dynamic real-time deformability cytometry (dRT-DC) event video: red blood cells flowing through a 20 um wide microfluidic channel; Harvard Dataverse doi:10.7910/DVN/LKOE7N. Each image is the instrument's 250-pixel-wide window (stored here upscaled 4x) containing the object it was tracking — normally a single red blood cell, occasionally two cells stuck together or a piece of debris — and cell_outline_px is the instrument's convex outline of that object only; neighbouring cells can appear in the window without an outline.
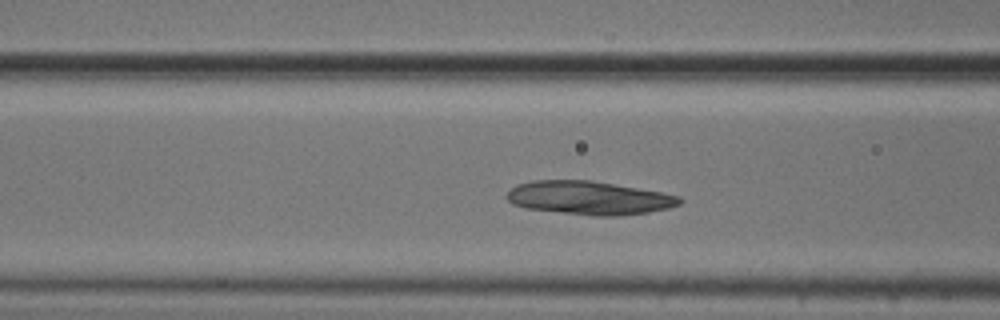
{"species": "common noctule bat (a hibernating species)", "species_latin": "Nyctalus noctula", "temperature_condition": "cold", "stored_images_in_passage": 48, "camera_frame_rate_fps": 3000, "um_per_image_px": 0.085, "animal": {"sex": "male", "body_mass_g": 20.5, "forearm_length_mm": 52.5}, "frame": {"image": 1, "passage_image": 15, "time_ms": 4.667, "image_size_px": [1000, 320], "cell_outline_px": [[684, 200], [680, 204], [668, 208], [648, 212], [620, 216], [592, 216], [528, 208], [512, 204], [504, 196], [516, 184], [532, 180], [592, 180], [660, 192], [680, 196]], "centroid_in_image_um": [50.06, 16.82], "position_along_channel_um": 116.5, "area_um2": 33.76}}
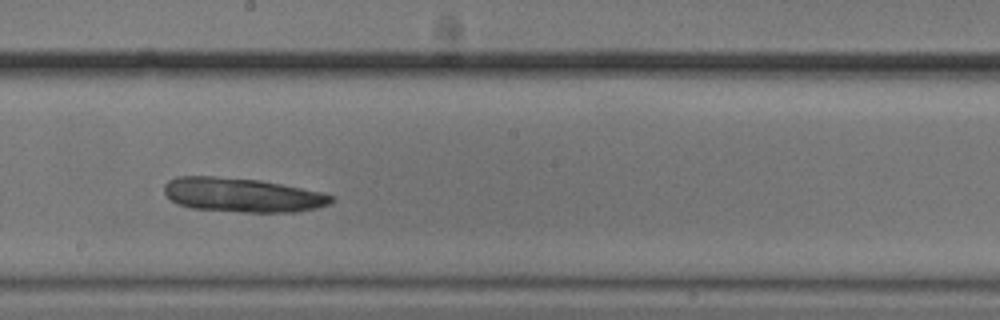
{"frame": {"image": 2, "passage_image": 24, "time_ms": 7.667, "image_size_px": [1000, 320], "cell_outline_px": [[336, 200], [328, 204], [316, 208], [296, 212], [244, 212], [192, 208], [176, 204], [164, 192], [164, 184], [168, 180], [176, 176], [212, 176], [260, 180], [320, 192], [336, 196]], "centroid_in_image_um": [20.58, 16.57], "position_along_channel_um": 227.6, "area_um2": 33.29}}
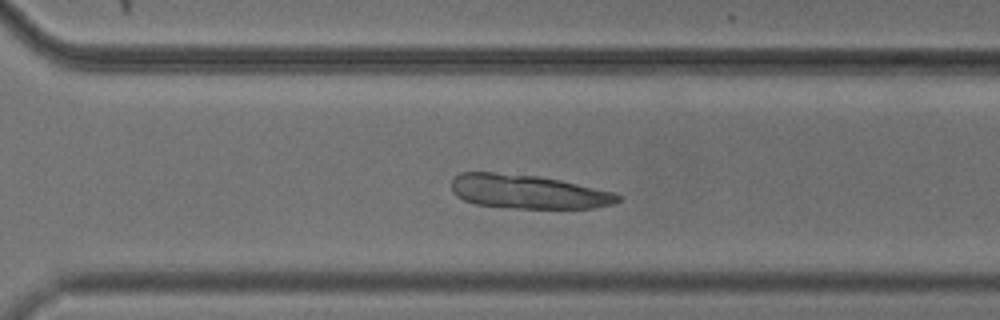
{"frame": {"image": 3, "passage_image": 32, "time_ms": 10.333, "image_size_px": [1000, 320], "cell_outline_px": [[624, 196], [620, 200], [612, 204], [592, 208], [512, 208], [476, 204], [464, 200], [456, 196], [452, 192], [452, 180], [460, 172], [492, 172], [540, 176], [560, 180], [616, 192]], "centroid_in_image_um": [44.9, 16.29], "position_along_channel_um": 325.7, "area_um2": 33.06}}